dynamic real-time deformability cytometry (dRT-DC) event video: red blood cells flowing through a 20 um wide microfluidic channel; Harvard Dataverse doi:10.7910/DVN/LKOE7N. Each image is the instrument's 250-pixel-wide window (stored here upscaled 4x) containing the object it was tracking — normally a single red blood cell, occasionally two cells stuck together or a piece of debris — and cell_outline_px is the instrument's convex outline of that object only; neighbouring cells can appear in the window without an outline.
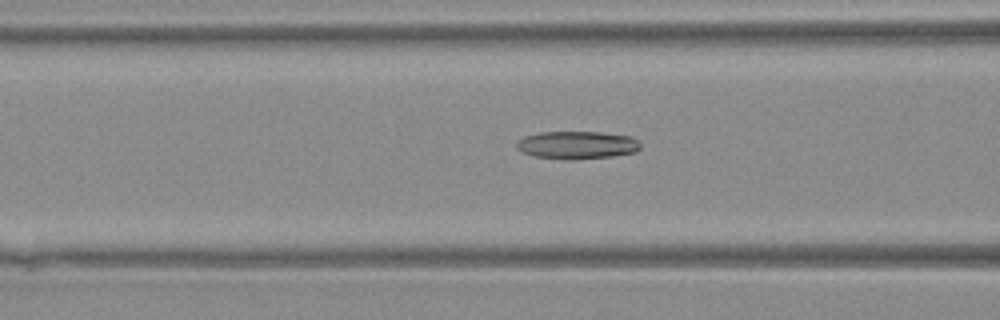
{"species": "Egyptian fruit bat (a non-hibernating species)", "species_latin": "Rousettus aegyptiacus", "temperature_condition": "warm", "stored_images_in_passage": 28, "camera_frame_rate_fps": 3000, "um_per_image_px": 0.085, "animal": {"sex": "female"}, "frame": {"image": 1, "passage_image": 10, "time_ms": 3.0, "image_size_px": [1000, 320], "cell_outline_px": [[640, 148], [636, 152], [612, 156], [536, 156], [524, 152], [516, 148], [516, 140], [524, 136], [540, 132], [600, 132], [632, 136], [640, 144]], "centroid_in_image_um": [49.07, 12.26], "position_along_channel_um": 117.5, "area_um2": 18.96}}
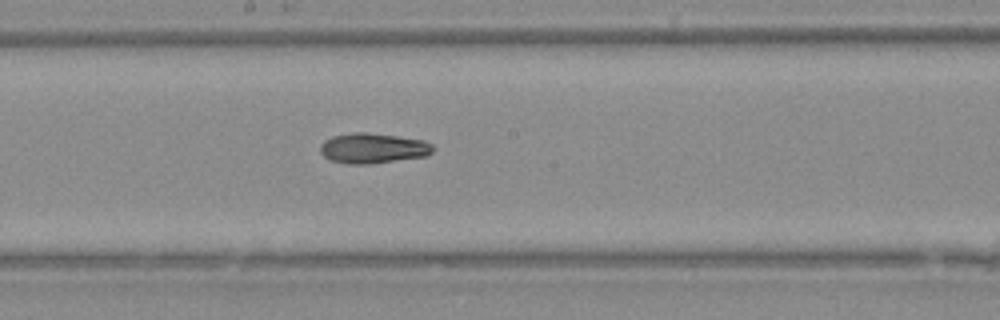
{"frame": {"image": 2, "passage_image": 16, "time_ms": 5.0, "image_size_px": [1000, 320], "cell_outline_px": [[436, 148], [428, 156], [372, 164], [348, 164], [332, 160], [324, 156], [320, 152], [320, 144], [324, 140], [332, 136], [356, 132], [364, 132], [396, 136], [424, 140], [432, 144]], "centroid_in_image_um": [31.73, 12.6], "position_along_channel_um": 216.5, "area_um2": 20.0}}
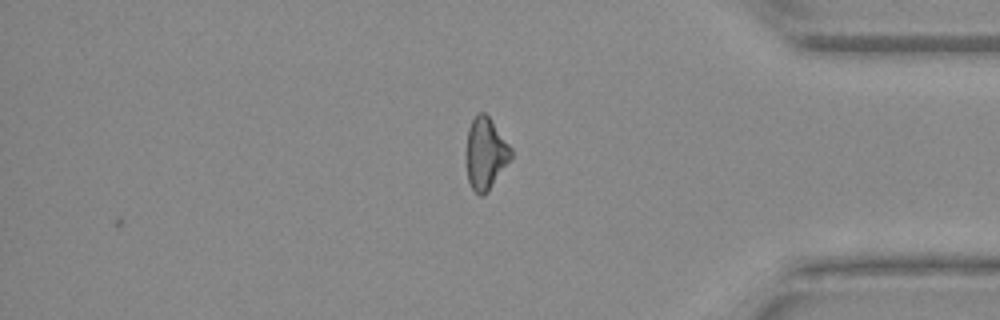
{"frame": {"image": 3, "passage_image": 28, "time_ms": 9.0, "image_size_px": [1000, 320], "cell_outline_px": [[512, 156], [488, 188], [480, 196], [472, 188], [468, 180], [464, 152], [468, 128], [476, 112], [484, 112], [488, 116], [512, 148]], "centroid_in_image_um": [41.21, 12.97], "position_along_channel_um": 394.0, "area_um2": 18.5}}